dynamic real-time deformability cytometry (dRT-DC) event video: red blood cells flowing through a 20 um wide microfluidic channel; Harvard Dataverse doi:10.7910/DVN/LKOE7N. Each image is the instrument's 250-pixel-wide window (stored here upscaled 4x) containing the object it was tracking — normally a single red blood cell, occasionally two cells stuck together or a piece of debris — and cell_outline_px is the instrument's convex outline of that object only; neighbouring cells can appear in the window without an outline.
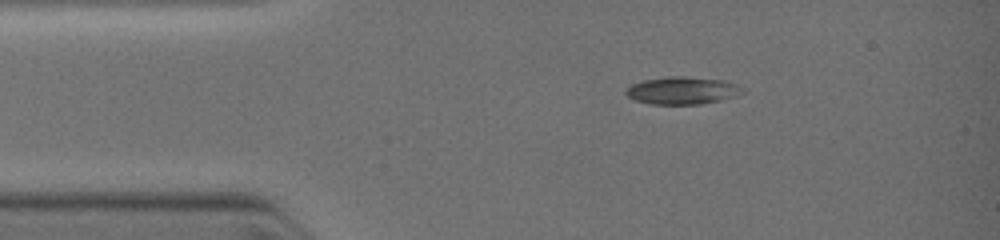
{"species": "common noctule bat (a hibernating species)", "species_latin": "Nyctalus noctula", "temperature_condition": "warm", "stored_images_in_passage": 2, "camera_frame_rate_fps": 3000, "um_per_image_px": 0.085, "animal": {"sex": "female", "body_mass_g": 19.0, "forearm_length_mm": 51.5}, "frame": {"image": 1, "passage_image": 1, "time_ms": 0.0, "image_size_px": [1000, 240], "cell_outline_px": [[744, 92], [736, 96], [720, 100], [700, 104], [652, 104], [636, 100], [628, 96], [624, 92], [632, 84], [644, 80], [668, 76], [684, 76], [724, 80], [736, 84], [744, 88]], "centroid_in_image_um": [58.03, 7.69], "position_along_channel_um": 27.0, "area_um2": 18.61}}